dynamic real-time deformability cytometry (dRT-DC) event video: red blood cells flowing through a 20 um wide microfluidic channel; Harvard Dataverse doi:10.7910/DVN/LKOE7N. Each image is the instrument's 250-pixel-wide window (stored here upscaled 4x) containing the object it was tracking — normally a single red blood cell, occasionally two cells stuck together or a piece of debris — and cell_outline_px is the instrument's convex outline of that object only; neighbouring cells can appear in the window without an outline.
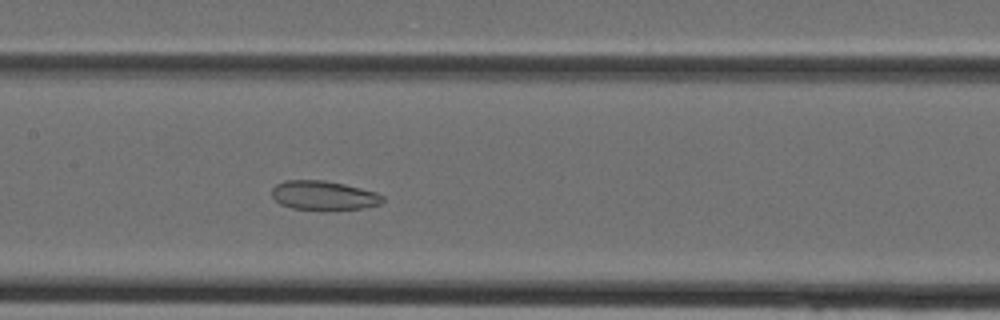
{"species": "Egyptian fruit bat (a non-hibernating species)", "species_latin": "Rousettus aegyptiacus", "temperature_condition": "cold", "stored_images_in_passage": 31, "camera_frame_rate_fps": 3000, "um_per_image_px": 0.085, "animal": {"sex": "female"}, "frame": {"image": 1, "passage_image": 16, "time_ms": 5.0, "image_size_px": [1000, 320], "cell_outline_px": [[384, 200], [380, 204], [364, 208], [292, 208], [280, 204], [272, 196], [272, 188], [276, 184], [284, 180], [324, 180], [344, 184], [376, 192], [384, 196]], "centroid_in_image_um": [27.5, 16.58], "position_along_channel_um": 179.9, "area_um2": 18.38}}
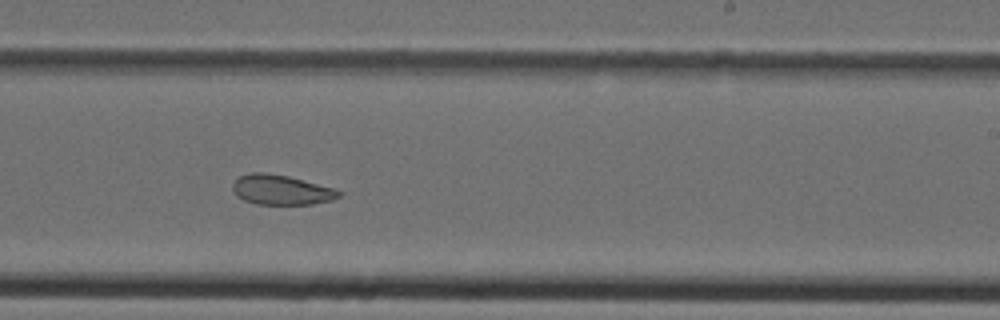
{"frame": {"image": 2, "passage_image": 21, "time_ms": 6.667, "image_size_px": [1000, 320], "cell_outline_px": [[340, 196], [332, 200], [312, 204], [256, 204], [244, 200], [236, 196], [232, 188], [232, 184], [240, 176], [252, 172], [268, 172], [288, 176], [336, 188], [340, 192]], "centroid_in_image_um": [23.9, 16.13], "position_along_channel_um": 265.1, "area_um2": 18.55}}
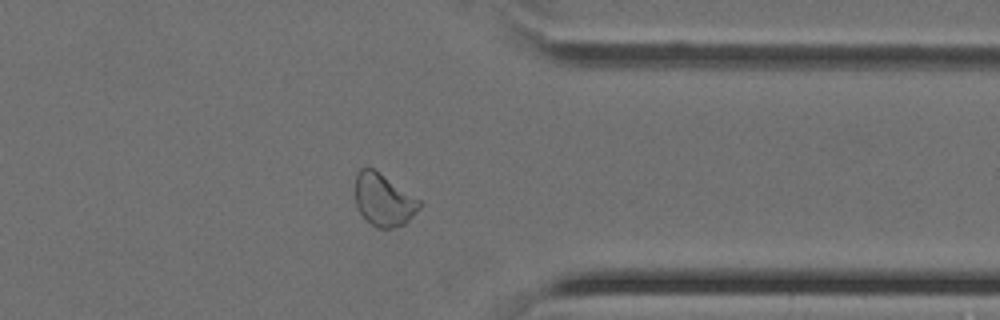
{"frame": {"image": 3, "passage_image": 28, "time_ms": 9.0, "image_size_px": [1000, 320], "cell_outline_px": [[424, 204], [404, 224], [392, 228], [376, 228], [360, 212], [356, 204], [356, 172], [360, 168], [372, 168], [420, 200]], "centroid_in_image_um": [32.61, 17.0], "position_along_channel_um": 378.8, "area_um2": 19.19}}